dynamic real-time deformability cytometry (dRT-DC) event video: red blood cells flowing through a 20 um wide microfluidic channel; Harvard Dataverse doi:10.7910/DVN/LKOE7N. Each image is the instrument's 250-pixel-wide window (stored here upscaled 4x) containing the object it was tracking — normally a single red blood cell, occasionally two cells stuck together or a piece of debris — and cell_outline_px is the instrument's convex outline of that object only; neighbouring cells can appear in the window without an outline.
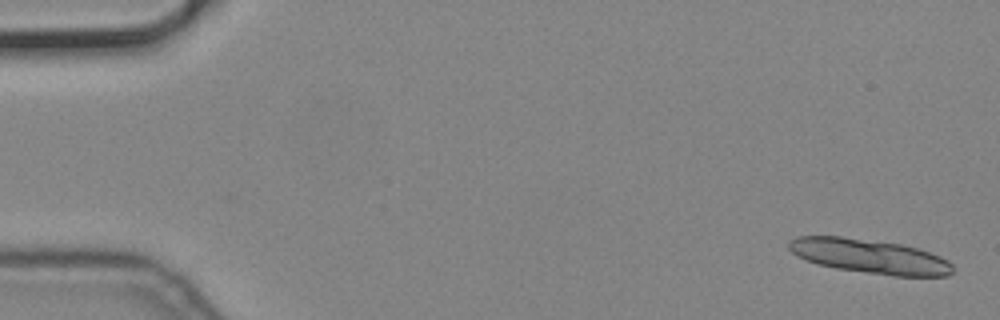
{"species": "common noctule bat (a hibernating species)", "species_latin": "Nyctalus noctula", "temperature_condition": "cold", "stored_images_in_passage": 5, "camera_frame_rate_fps": 3000, "um_per_image_px": 0.085, "animal": {"sex": "male", "body_mass_g": 19.2, "forearm_length_mm": 51.8}, "frame": {"image": 1, "passage_image": 1, "time_ms": 0.0, "image_size_px": [1000, 320], "cell_outline_px": [[952, 272], [948, 276], [892, 276], [836, 268], [820, 264], [796, 256], [788, 248], [788, 240], [796, 236], [840, 236], [900, 244], [916, 248], [940, 256], [948, 260], [952, 264]], "centroid_in_image_um": [73.9, 21.78], "position_along_channel_um": 11.1, "area_um2": 32.6}}